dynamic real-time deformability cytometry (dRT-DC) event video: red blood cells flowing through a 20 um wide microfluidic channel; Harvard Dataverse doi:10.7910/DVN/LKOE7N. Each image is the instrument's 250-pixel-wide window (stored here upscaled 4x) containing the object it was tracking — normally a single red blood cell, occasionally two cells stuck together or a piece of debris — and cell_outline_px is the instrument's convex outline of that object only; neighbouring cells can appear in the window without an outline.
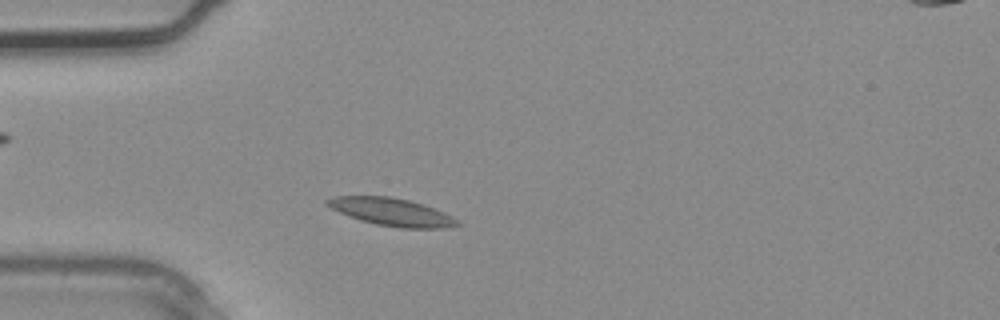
{"species": "common noctule bat (a hibernating species)", "species_latin": "Nyctalus noctula", "temperature_condition": "warm", "stored_images_in_passage": 2, "camera_frame_rate_fps": 3000, "um_per_image_px": 0.085, "animal": {"sex": "male", "body_mass_g": 20.4}, "frame": {"image": 1, "passage_image": 2, "time_ms": 0.333, "image_size_px": [1000, 320], "cell_outline_px": [[460, 224], [444, 228], [400, 228], [376, 224], [360, 220], [348, 216], [324, 204], [324, 200], [332, 196], [388, 196], [408, 200], [444, 212], [452, 216]], "centroid_in_image_um": [33.23, 18.01], "position_along_channel_um": 51.8, "area_um2": 20.75}}